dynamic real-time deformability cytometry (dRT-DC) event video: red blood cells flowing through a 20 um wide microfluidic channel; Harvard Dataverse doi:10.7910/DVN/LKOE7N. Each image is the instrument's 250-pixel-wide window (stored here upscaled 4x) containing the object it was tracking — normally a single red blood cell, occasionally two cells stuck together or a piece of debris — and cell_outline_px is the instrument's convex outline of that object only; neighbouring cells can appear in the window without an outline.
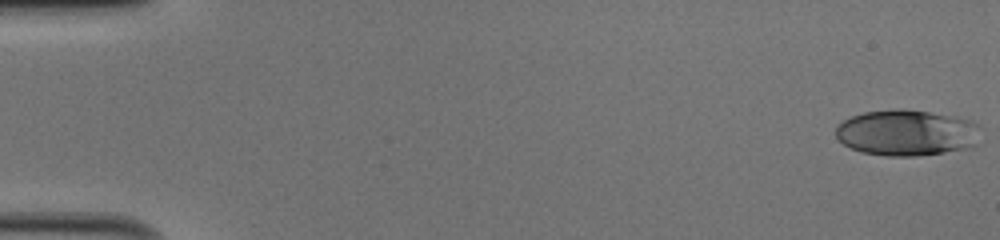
{"species": "human", "species_latin": "Homo sapiens", "temperature_condition": "cold", "stored_images_in_passage": 45, "camera_frame_rate_fps": 3000, "um_per_image_px": 0.085, "donor": {"sex": "male"}, "frame": {"image": 1, "passage_image": 1, "time_ms": 0.0, "image_size_px": [1000, 240], "cell_outline_px": [[948, 148], [936, 152], [868, 152], [856, 148], [848, 144], [844, 140], [840, 128], [848, 120], [856, 116], [872, 112], [920, 112], [932, 116]], "centroid_in_image_um": [75.97, 11.28], "position_along_channel_um": 9.0, "area_um2": 25.95}}
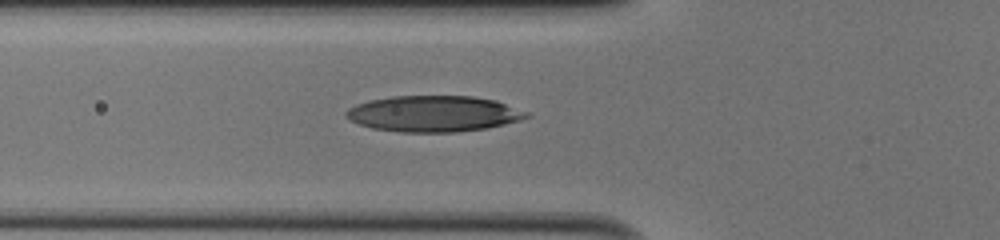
{"frame": {"image": 2, "passage_image": 19, "time_ms": 6.0, "image_size_px": [1000, 240], "cell_outline_px": [[512, 120], [480, 128], [384, 128], [364, 124], [356, 120], [352, 112], [356, 108], [364, 104], [376, 100], [408, 96], [464, 96], [488, 100], [500, 104], [504, 108]], "centroid_in_image_um": [36.68, 9.58], "position_along_channel_um": 89.1, "area_um2": 30.92}}
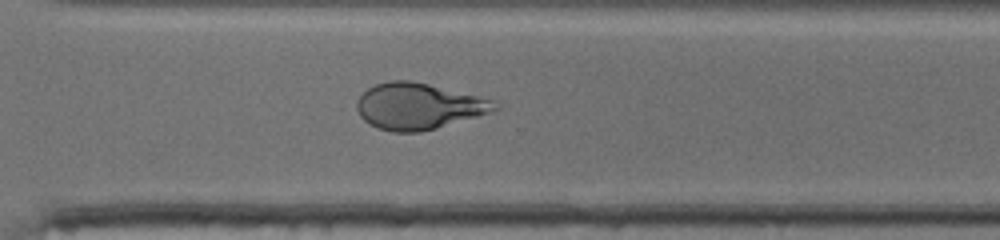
{"frame": {"image": 3, "passage_image": 37, "time_ms": 12.0, "image_size_px": [1000, 240], "cell_outline_px": [[480, 112], [432, 128], [384, 128], [372, 124], [360, 112], [360, 100], [372, 88], [380, 84], [424, 84], [468, 96], [476, 100]], "centroid_in_image_um": [35.26, 9.03], "position_along_channel_um": 335.3, "area_um2": 30.0}, "authors_computed_cell_mechanics": {"area_um2": 29.9693, "velocity_mm_per_s": 4.1104, "shape_relaxation_time_tau1_ms": null, "shape_relaxation_time_tau2_ms": 2.1154, "deformation_change_tau1": null, "deformation_change_tau2": 0.0616}}